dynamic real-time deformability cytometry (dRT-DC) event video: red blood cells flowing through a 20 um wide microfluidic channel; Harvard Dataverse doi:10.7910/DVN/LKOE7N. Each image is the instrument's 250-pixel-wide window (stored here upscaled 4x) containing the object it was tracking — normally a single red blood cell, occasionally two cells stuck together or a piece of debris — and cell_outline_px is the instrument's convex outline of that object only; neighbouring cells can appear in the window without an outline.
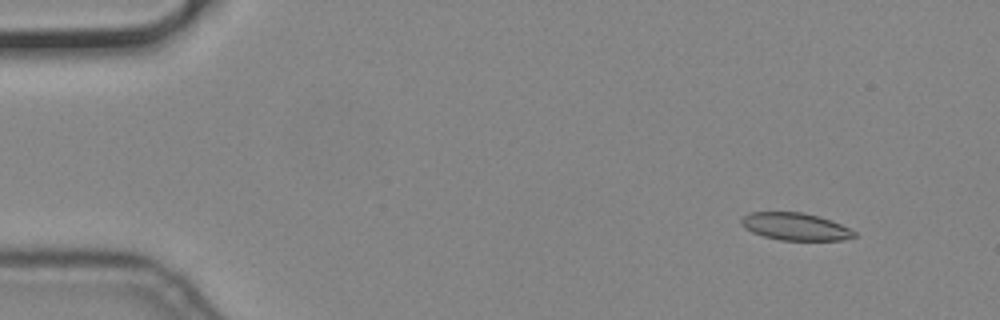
{"species": "common noctule bat (a hibernating species)", "species_latin": "Nyctalus noctula", "temperature_condition": "cold", "stored_images_in_passage": 57, "camera_frame_rate_fps": 3000, "um_per_image_px": 0.085, "animal": {"sex": "male", "body_mass_g": 19.2, "forearm_length_mm": 51.8}, "frame": {"image": 1, "passage_image": 6, "time_ms": 1.667, "image_size_px": [1000, 320], "cell_outline_px": [[856, 236], [840, 240], [780, 240], [764, 236], [752, 232], [740, 224], [740, 220], [744, 216], [752, 212], [804, 212], [840, 224], [856, 232]], "centroid_in_image_um": [67.57, 19.26], "position_along_channel_um": 17.4, "area_um2": 17.74}}
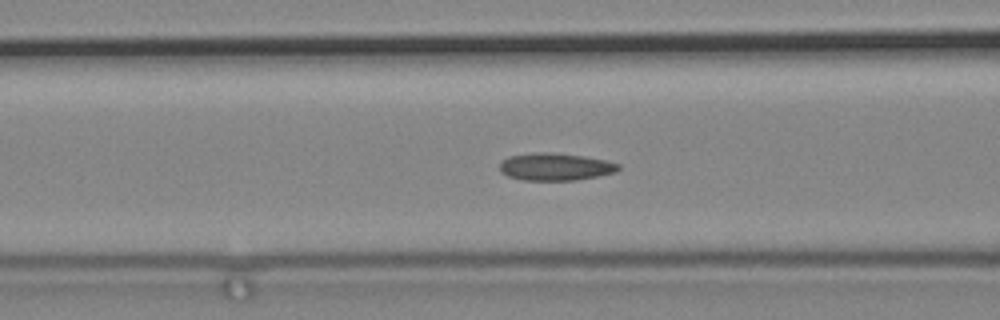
{"frame": {"image": 2, "passage_image": 23, "time_ms": 7.333, "image_size_px": [1000, 320], "cell_outline_px": [[620, 168], [616, 172], [576, 180], [520, 180], [508, 176], [500, 172], [500, 164], [508, 156], [536, 152], [548, 152], [584, 156], [604, 160], [620, 164]], "centroid_in_image_um": [47.19, 14.17], "position_along_channel_um": 119.4, "area_um2": 18.9}}
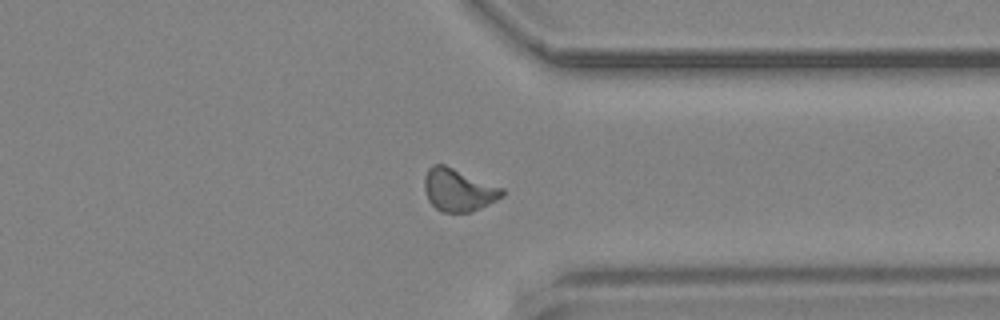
{"frame": {"image": 3, "passage_image": 44, "time_ms": 14.333, "image_size_px": [1000, 320], "cell_outline_px": [[504, 196], [472, 212], [444, 212], [436, 208], [428, 200], [424, 188], [424, 176], [428, 168], [432, 164], [444, 164], [504, 188]], "centroid_in_image_um": [38.96, 16.14], "position_along_channel_um": 372.4, "area_um2": 19.31}}